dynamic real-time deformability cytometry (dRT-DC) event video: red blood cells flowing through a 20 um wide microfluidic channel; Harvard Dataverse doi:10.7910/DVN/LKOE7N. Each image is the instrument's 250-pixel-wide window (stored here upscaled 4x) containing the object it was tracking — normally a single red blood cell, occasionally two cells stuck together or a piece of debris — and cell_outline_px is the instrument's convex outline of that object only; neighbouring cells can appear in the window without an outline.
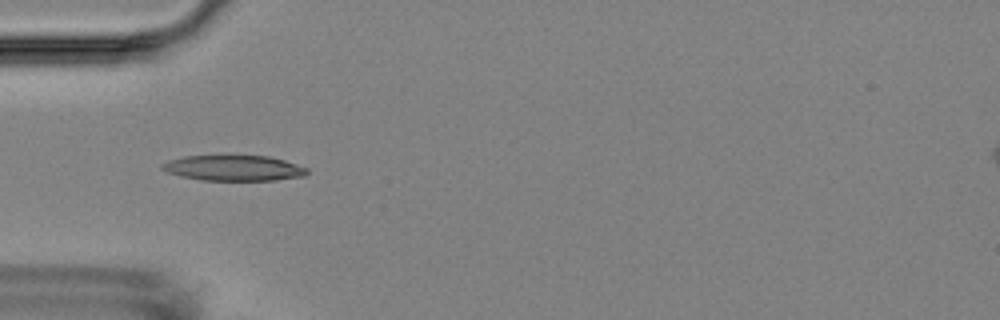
{"species": "Egyptian fruit bat (a non-hibernating species)", "species_latin": "Rousettus aegyptiacus", "temperature_condition": "room temperature", "stored_images_in_passage": 9, "camera_frame_rate_fps": 3000, "um_per_image_px": 0.085, "animal": {"sex": "female"}, "frame": {"image": 1, "passage_image": 4, "time_ms": 3.333, "image_size_px": [1000, 320], "cell_outline_px": [[308, 172], [304, 176], [276, 180], [200, 180], [180, 176], [168, 172], [160, 168], [160, 164], [168, 160], [184, 156], [268, 156], [284, 160], [308, 168]], "centroid_in_image_um": [19.84, 14.28], "position_along_channel_um": 65.2, "area_um2": 21.5}}
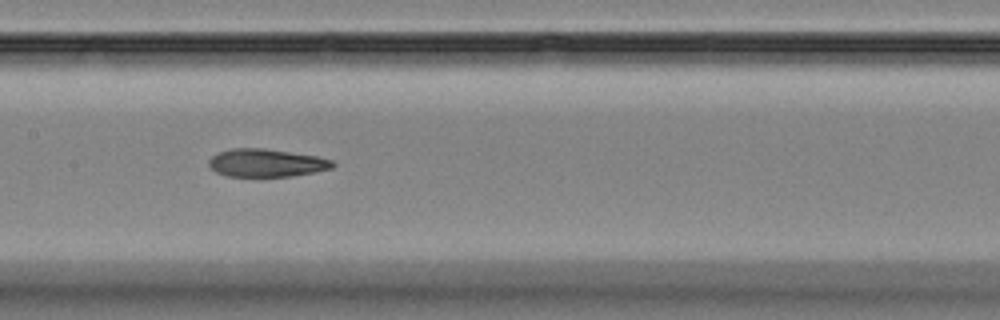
{"frame": {"image": 2, "passage_image": 7, "time_ms": 6.667, "image_size_px": [1000, 320], "cell_outline_px": [[336, 164], [332, 168], [292, 176], [260, 180], [228, 176], [216, 172], [208, 164], [208, 160], [212, 156], [220, 152], [232, 148], [264, 148], [316, 156], [332, 160]], "centroid_in_image_um": [22.61, 13.89], "position_along_channel_um": 184.8, "area_um2": 20.87}}
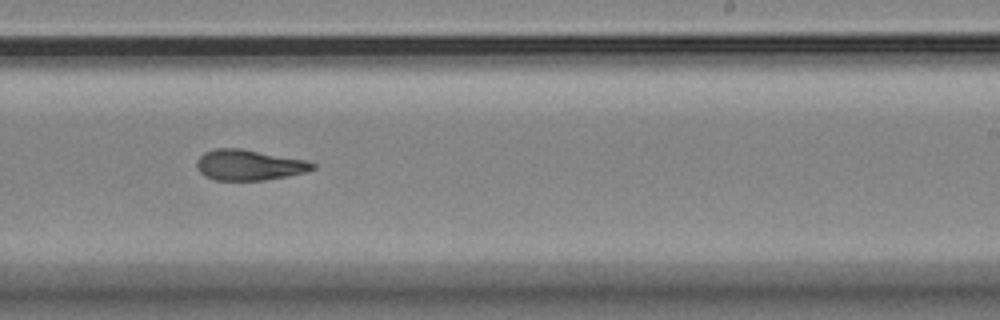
{"frame": {"image": 3, "passage_image": 9, "time_ms": 9.0, "image_size_px": [1000, 320], "cell_outline_px": [[316, 168], [304, 172], [288, 176], [264, 180], [216, 180], [204, 176], [196, 168], [196, 160], [204, 152], [216, 148], [240, 148], [304, 160], [316, 164]], "centroid_in_image_um": [21.12, 14.03], "position_along_channel_um": 267.9, "area_um2": 20.58}}